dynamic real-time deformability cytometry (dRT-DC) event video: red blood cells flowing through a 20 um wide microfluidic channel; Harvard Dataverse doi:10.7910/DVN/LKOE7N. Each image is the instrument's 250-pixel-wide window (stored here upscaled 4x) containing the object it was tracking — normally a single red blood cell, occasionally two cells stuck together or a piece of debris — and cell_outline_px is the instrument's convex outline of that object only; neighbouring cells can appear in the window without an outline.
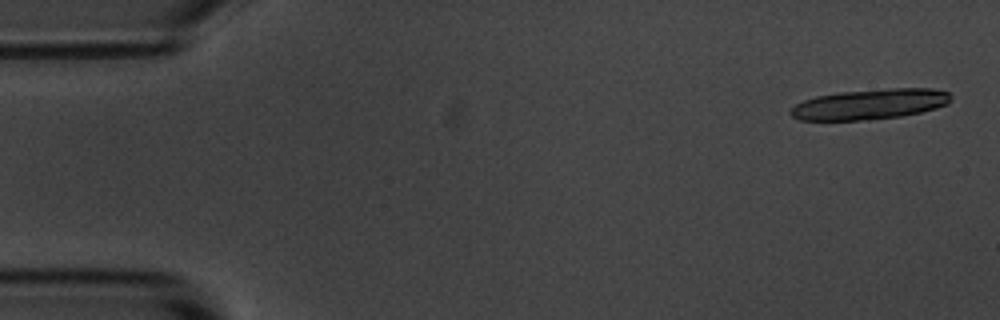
{"species": "common noctule bat (a hibernating species)", "species_latin": "Nyctalus noctula", "temperature_condition": "room temperature", "stored_images_in_passage": 4, "camera_frame_rate_fps": 3000, "um_per_image_px": 0.085, "animal": {"sex": "male", "body_mass_g": 20.1, "forearm_length_mm": 53.5}, "frame": {"image": 1, "passage_image": 1, "time_ms": 0.0, "image_size_px": [1000, 320], "cell_outline_px": [[952, 100], [948, 104], [936, 108], [920, 112], [900, 116], [868, 120], [800, 120], [792, 116], [788, 112], [796, 104], [804, 100], [816, 96], [840, 92], [888, 88], [932, 88], [948, 92], [952, 96]], "centroid_in_image_um": [73.96, 8.85], "position_along_channel_um": 11.0, "area_um2": 28.44}}